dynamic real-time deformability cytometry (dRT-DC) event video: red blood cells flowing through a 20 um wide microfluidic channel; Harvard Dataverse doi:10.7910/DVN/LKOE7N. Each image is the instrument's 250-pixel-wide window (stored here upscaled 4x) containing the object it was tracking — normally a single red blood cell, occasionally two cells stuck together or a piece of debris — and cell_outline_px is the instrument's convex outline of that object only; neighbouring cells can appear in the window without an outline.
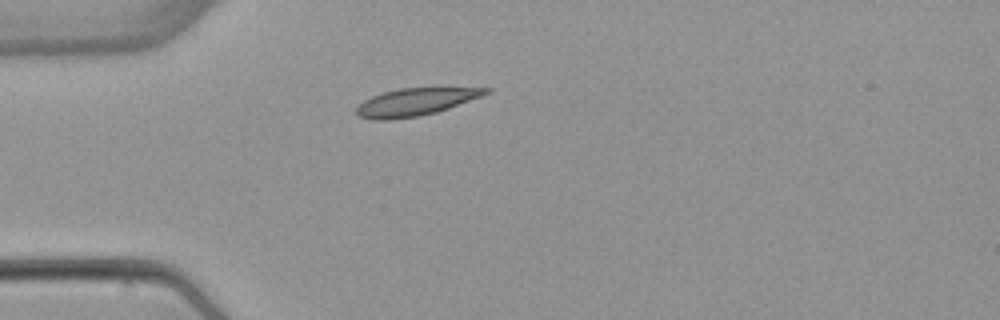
{"species": "common noctule bat (a hibernating species)", "species_latin": "Nyctalus noctula", "temperature_condition": "warm", "stored_images_in_passage": 2, "camera_frame_rate_fps": 3000, "um_per_image_px": 0.085, "animal": {"sex": "female", "body_mass_g": 22.7, "forearm_length_mm": 54.2}, "frame": {"image": 1, "passage_image": 1, "time_ms": 0.0, "image_size_px": [1000, 320], "cell_outline_px": [[492, 92], [448, 108], [436, 112], [420, 116], [392, 120], [372, 120], [360, 116], [356, 112], [356, 108], [364, 100], [372, 96], [384, 92], [400, 88], [492, 88]], "centroid_in_image_um": [35.3, 8.67], "position_along_channel_um": 49.7, "area_um2": 20.52}}